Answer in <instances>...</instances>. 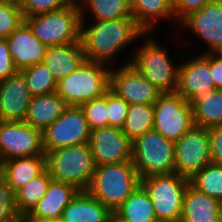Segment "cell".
<instances>
[{
  "mask_svg": "<svg viewBox=\"0 0 222 222\" xmlns=\"http://www.w3.org/2000/svg\"><path fill=\"white\" fill-rule=\"evenodd\" d=\"M89 5L95 21L133 18L130 0H84Z\"/></svg>",
  "mask_w": 222,
  "mask_h": 222,
  "instance_id": "cell-32",
  "label": "cell"
},
{
  "mask_svg": "<svg viewBox=\"0 0 222 222\" xmlns=\"http://www.w3.org/2000/svg\"><path fill=\"white\" fill-rule=\"evenodd\" d=\"M109 89L129 105L154 104L161 92L130 64L110 70Z\"/></svg>",
  "mask_w": 222,
  "mask_h": 222,
  "instance_id": "cell-14",
  "label": "cell"
},
{
  "mask_svg": "<svg viewBox=\"0 0 222 222\" xmlns=\"http://www.w3.org/2000/svg\"><path fill=\"white\" fill-rule=\"evenodd\" d=\"M83 12L81 8L80 43L86 60L105 64L131 41L146 34L133 18L95 21L86 29Z\"/></svg>",
  "mask_w": 222,
  "mask_h": 222,
  "instance_id": "cell-1",
  "label": "cell"
},
{
  "mask_svg": "<svg viewBox=\"0 0 222 222\" xmlns=\"http://www.w3.org/2000/svg\"><path fill=\"white\" fill-rule=\"evenodd\" d=\"M75 0H25L21 5L24 18L59 10Z\"/></svg>",
  "mask_w": 222,
  "mask_h": 222,
  "instance_id": "cell-37",
  "label": "cell"
},
{
  "mask_svg": "<svg viewBox=\"0 0 222 222\" xmlns=\"http://www.w3.org/2000/svg\"><path fill=\"white\" fill-rule=\"evenodd\" d=\"M44 222H61V220L60 219H57V220H46Z\"/></svg>",
  "mask_w": 222,
  "mask_h": 222,
  "instance_id": "cell-44",
  "label": "cell"
},
{
  "mask_svg": "<svg viewBox=\"0 0 222 222\" xmlns=\"http://www.w3.org/2000/svg\"><path fill=\"white\" fill-rule=\"evenodd\" d=\"M0 222H22L13 188L0 175Z\"/></svg>",
  "mask_w": 222,
  "mask_h": 222,
  "instance_id": "cell-35",
  "label": "cell"
},
{
  "mask_svg": "<svg viewBox=\"0 0 222 222\" xmlns=\"http://www.w3.org/2000/svg\"><path fill=\"white\" fill-rule=\"evenodd\" d=\"M220 215H221V222H222V201H221V207H220Z\"/></svg>",
  "mask_w": 222,
  "mask_h": 222,
  "instance_id": "cell-46",
  "label": "cell"
},
{
  "mask_svg": "<svg viewBox=\"0 0 222 222\" xmlns=\"http://www.w3.org/2000/svg\"><path fill=\"white\" fill-rule=\"evenodd\" d=\"M20 72L32 97L56 92L57 80L44 63L26 67Z\"/></svg>",
  "mask_w": 222,
  "mask_h": 222,
  "instance_id": "cell-30",
  "label": "cell"
},
{
  "mask_svg": "<svg viewBox=\"0 0 222 222\" xmlns=\"http://www.w3.org/2000/svg\"><path fill=\"white\" fill-rule=\"evenodd\" d=\"M0 1L13 2L21 6L25 0H0Z\"/></svg>",
  "mask_w": 222,
  "mask_h": 222,
  "instance_id": "cell-43",
  "label": "cell"
},
{
  "mask_svg": "<svg viewBox=\"0 0 222 222\" xmlns=\"http://www.w3.org/2000/svg\"><path fill=\"white\" fill-rule=\"evenodd\" d=\"M213 54L222 59V44L213 52Z\"/></svg>",
  "mask_w": 222,
  "mask_h": 222,
  "instance_id": "cell-42",
  "label": "cell"
},
{
  "mask_svg": "<svg viewBox=\"0 0 222 222\" xmlns=\"http://www.w3.org/2000/svg\"><path fill=\"white\" fill-rule=\"evenodd\" d=\"M86 60L80 42L48 46L43 63L57 82L73 73Z\"/></svg>",
  "mask_w": 222,
  "mask_h": 222,
  "instance_id": "cell-23",
  "label": "cell"
},
{
  "mask_svg": "<svg viewBox=\"0 0 222 222\" xmlns=\"http://www.w3.org/2000/svg\"><path fill=\"white\" fill-rule=\"evenodd\" d=\"M175 144V173L190 179L211 163L208 128L193 125Z\"/></svg>",
  "mask_w": 222,
  "mask_h": 222,
  "instance_id": "cell-11",
  "label": "cell"
},
{
  "mask_svg": "<svg viewBox=\"0 0 222 222\" xmlns=\"http://www.w3.org/2000/svg\"><path fill=\"white\" fill-rule=\"evenodd\" d=\"M130 64L161 93L176 92L178 68L157 41L147 39Z\"/></svg>",
  "mask_w": 222,
  "mask_h": 222,
  "instance_id": "cell-8",
  "label": "cell"
},
{
  "mask_svg": "<svg viewBox=\"0 0 222 222\" xmlns=\"http://www.w3.org/2000/svg\"><path fill=\"white\" fill-rule=\"evenodd\" d=\"M211 163L222 165V126L208 128Z\"/></svg>",
  "mask_w": 222,
  "mask_h": 222,
  "instance_id": "cell-38",
  "label": "cell"
},
{
  "mask_svg": "<svg viewBox=\"0 0 222 222\" xmlns=\"http://www.w3.org/2000/svg\"><path fill=\"white\" fill-rule=\"evenodd\" d=\"M46 169L45 154L16 158L0 163V175L15 193Z\"/></svg>",
  "mask_w": 222,
  "mask_h": 222,
  "instance_id": "cell-22",
  "label": "cell"
},
{
  "mask_svg": "<svg viewBox=\"0 0 222 222\" xmlns=\"http://www.w3.org/2000/svg\"><path fill=\"white\" fill-rule=\"evenodd\" d=\"M18 72L9 52L6 38L0 39V81Z\"/></svg>",
  "mask_w": 222,
  "mask_h": 222,
  "instance_id": "cell-40",
  "label": "cell"
},
{
  "mask_svg": "<svg viewBox=\"0 0 222 222\" xmlns=\"http://www.w3.org/2000/svg\"><path fill=\"white\" fill-rule=\"evenodd\" d=\"M24 21L20 5L0 1V39L11 35Z\"/></svg>",
  "mask_w": 222,
  "mask_h": 222,
  "instance_id": "cell-33",
  "label": "cell"
},
{
  "mask_svg": "<svg viewBox=\"0 0 222 222\" xmlns=\"http://www.w3.org/2000/svg\"><path fill=\"white\" fill-rule=\"evenodd\" d=\"M141 184L132 161L96 166L87 191L112 213Z\"/></svg>",
  "mask_w": 222,
  "mask_h": 222,
  "instance_id": "cell-2",
  "label": "cell"
},
{
  "mask_svg": "<svg viewBox=\"0 0 222 222\" xmlns=\"http://www.w3.org/2000/svg\"><path fill=\"white\" fill-rule=\"evenodd\" d=\"M154 106L153 104L133 105L130 104L124 125L121 128L128 139L133 142L138 137L153 130Z\"/></svg>",
  "mask_w": 222,
  "mask_h": 222,
  "instance_id": "cell-28",
  "label": "cell"
},
{
  "mask_svg": "<svg viewBox=\"0 0 222 222\" xmlns=\"http://www.w3.org/2000/svg\"><path fill=\"white\" fill-rule=\"evenodd\" d=\"M212 1L214 0H174V16L180 22L188 14L201 10Z\"/></svg>",
  "mask_w": 222,
  "mask_h": 222,
  "instance_id": "cell-39",
  "label": "cell"
},
{
  "mask_svg": "<svg viewBox=\"0 0 222 222\" xmlns=\"http://www.w3.org/2000/svg\"><path fill=\"white\" fill-rule=\"evenodd\" d=\"M189 179L177 173L151 175L141 178L148 192L157 220L179 222Z\"/></svg>",
  "mask_w": 222,
  "mask_h": 222,
  "instance_id": "cell-7",
  "label": "cell"
},
{
  "mask_svg": "<svg viewBox=\"0 0 222 222\" xmlns=\"http://www.w3.org/2000/svg\"><path fill=\"white\" fill-rule=\"evenodd\" d=\"M67 107L56 92L34 96L29 103L24 122L43 132Z\"/></svg>",
  "mask_w": 222,
  "mask_h": 222,
  "instance_id": "cell-24",
  "label": "cell"
},
{
  "mask_svg": "<svg viewBox=\"0 0 222 222\" xmlns=\"http://www.w3.org/2000/svg\"><path fill=\"white\" fill-rule=\"evenodd\" d=\"M222 9V0H216Z\"/></svg>",
  "mask_w": 222,
  "mask_h": 222,
  "instance_id": "cell-45",
  "label": "cell"
},
{
  "mask_svg": "<svg viewBox=\"0 0 222 222\" xmlns=\"http://www.w3.org/2000/svg\"><path fill=\"white\" fill-rule=\"evenodd\" d=\"M209 65L212 71L215 89H222V59L209 53Z\"/></svg>",
  "mask_w": 222,
  "mask_h": 222,
  "instance_id": "cell-41",
  "label": "cell"
},
{
  "mask_svg": "<svg viewBox=\"0 0 222 222\" xmlns=\"http://www.w3.org/2000/svg\"><path fill=\"white\" fill-rule=\"evenodd\" d=\"M88 144L96 166L132 161V142L119 128L105 126L91 130Z\"/></svg>",
  "mask_w": 222,
  "mask_h": 222,
  "instance_id": "cell-13",
  "label": "cell"
},
{
  "mask_svg": "<svg viewBox=\"0 0 222 222\" xmlns=\"http://www.w3.org/2000/svg\"><path fill=\"white\" fill-rule=\"evenodd\" d=\"M155 222H169V221H162V220H157Z\"/></svg>",
  "mask_w": 222,
  "mask_h": 222,
  "instance_id": "cell-47",
  "label": "cell"
},
{
  "mask_svg": "<svg viewBox=\"0 0 222 222\" xmlns=\"http://www.w3.org/2000/svg\"><path fill=\"white\" fill-rule=\"evenodd\" d=\"M134 21L146 32H151L155 19L174 16V0H130Z\"/></svg>",
  "mask_w": 222,
  "mask_h": 222,
  "instance_id": "cell-27",
  "label": "cell"
},
{
  "mask_svg": "<svg viewBox=\"0 0 222 222\" xmlns=\"http://www.w3.org/2000/svg\"><path fill=\"white\" fill-rule=\"evenodd\" d=\"M153 106V130L166 139L175 142L194 125L191 104L177 92L161 93Z\"/></svg>",
  "mask_w": 222,
  "mask_h": 222,
  "instance_id": "cell-9",
  "label": "cell"
},
{
  "mask_svg": "<svg viewBox=\"0 0 222 222\" xmlns=\"http://www.w3.org/2000/svg\"><path fill=\"white\" fill-rule=\"evenodd\" d=\"M79 190L73 185L51 180L43 198L22 219V222H44L61 218L64 208Z\"/></svg>",
  "mask_w": 222,
  "mask_h": 222,
  "instance_id": "cell-18",
  "label": "cell"
},
{
  "mask_svg": "<svg viewBox=\"0 0 222 222\" xmlns=\"http://www.w3.org/2000/svg\"><path fill=\"white\" fill-rule=\"evenodd\" d=\"M45 155L52 180L87 191L96 167L88 143L57 149Z\"/></svg>",
  "mask_w": 222,
  "mask_h": 222,
  "instance_id": "cell-3",
  "label": "cell"
},
{
  "mask_svg": "<svg viewBox=\"0 0 222 222\" xmlns=\"http://www.w3.org/2000/svg\"><path fill=\"white\" fill-rule=\"evenodd\" d=\"M194 125L204 128L222 126V89L196 93L189 101Z\"/></svg>",
  "mask_w": 222,
  "mask_h": 222,
  "instance_id": "cell-26",
  "label": "cell"
},
{
  "mask_svg": "<svg viewBox=\"0 0 222 222\" xmlns=\"http://www.w3.org/2000/svg\"><path fill=\"white\" fill-rule=\"evenodd\" d=\"M79 107L84 113L90 130L108 126L107 91L103 96L85 102Z\"/></svg>",
  "mask_w": 222,
  "mask_h": 222,
  "instance_id": "cell-34",
  "label": "cell"
},
{
  "mask_svg": "<svg viewBox=\"0 0 222 222\" xmlns=\"http://www.w3.org/2000/svg\"><path fill=\"white\" fill-rule=\"evenodd\" d=\"M90 131L81 108L68 106L61 116L42 132L44 153L89 143Z\"/></svg>",
  "mask_w": 222,
  "mask_h": 222,
  "instance_id": "cell-10",
  "label": "cell"
},
{
  "mask_svg": "<svg viewBox=\"0 0 222 222\" xmlns=\"http://www.w3.org/2000/svg\"><path fill=\"white\" fill-rule=\"evenodd\" d=\"M220 207L219 200L189 184L184 194L179 222H221Z\"/></svg>",
  "mask_w": 222,
  "mask_h": 222,
  "instance_id": "cell-21",
  "label": "cell"
},
{
  "mask_svg": "<svg viewBox=\"0 0 222 222\" xmlns=\"http://www.w3.org/2000/svg\"><path fill=\"white\" fill-rule=\"evenodd\" d=\"M113 213L88 191H79L64 208L61 222H111Z\"/></svg>",
  "mask_w": 222,
  "mask_h": 222,
  "instance_id": "cell-20",
  "label": "cell"
},
{
  "mask_svg": "<svg viewBox=\"0 0 222 222\" xmlns=\"http://www.w3.org/2000/svg\"><path fill=\"white\" fill-rule=\"evenodd\" d=\"M31 98L20 71L1 80L0 121H24Z\"/></svg>",
  "mask_w": 222,
  "mask_h": 222,
  "instance_id": "cell-15",
  "label": "cell"
},
{
  "mask_svg": "<svg viewBox=\"0 0 222 222\" xmlns=\"http://www.w3.org/2000/svg\"><path fill=\"white\" fill-rule=\"evenodd\" d=\"M45 154L42 132L24 121H0V163Z\"/></svg>",
  "mask_w": 222,
  "mask_h": 222,
  "instance_id": "cell-12",
  "label": "cell"
},
{
  "mask_svg": "<svg viewBox=\"0 0 222 222\" xmlns=\"http://www.w3.org/2000/svg\"><path fill=\"white\" fill-rule=\"evenodd\" d=\"M104 63L85 60L73 73L57 82L56 93L67 106H80L99 98L109 89L111 68Z\"/></svg>",
  "mask_w": 222,
  "mask_h": 222,
  "instance_id": "cell-5",
  "label": "cell"
},
{
  "mask_svg": "<svg viewBox=\"0 0 222 222\" xmlns=\"http://www.w3.org/2000/svg\"><path fill=\"white\" fill-rule=\"evenodd\" d=\"M214 89L212 71L209 65V53L179 66L176 92L187 101L196 93H209Z\"/></svg>",
  "mask_w": 222,
  "mask_h": 222,
  "instance_id": "cell-16",
  "label": "cell"
},
{
  "mask_svg": "<svg viewBox=\"0 0 222 222\" xmlns=\"http://www.w3.org/2000/svg\"><path fill=\"white\" fill-rule=\"evenodd\" d=\"M180 22L208 44V50H211L207 53H213L222 44V9L216 0L188 14Z\"/></svg>",
  "mask_w": 222,
  "mask_h": 222,
  "instance_id": "cell-17",
  "label": "cell"
},
{
  "mask_svg": "<svg viewBox=\"0 0 222 222\" xmlns=\"http://www.w3.org/2000/svg\"><path fill=\"white\" fill-rule=\"evenodd\" d=\"M81 7L74 1L62 9L26 17L25 22L47 47L80 42Z\"/></svg>",
  "mask_w": 222,
  "mask_h": 222,
  "instance_id": "cell-4",
  "label": "cell"
},
{
  "mask_svg": "<svg viewBox=\"0 0 222 222\" xmlns=\"http://www.w3.org/2000/svg\"><path fill=\"white\" fill-rule=\"evenodd\" d=\"M51 180L52 177L46 169L15 193L17 211L22 219L43 198Z\"/></svg>",
  "mask_w": 222,
  "mask_h": 222,
  "instance_id": "cell-29",
  "label": "cell"
},
{
  "mask_svg": "<svg viewBox=\"0 0 222 222\" xmlns=\"http://www.w3.org/2000/svg\"><path fill=\"white\" fill-rule=\"evenodd\" d=\"M112 221L155 222L157 216L150 196L140 184L131 195L113 212Z\"/></svg>",
  "mask_w": 222,
  "mask_h": 222,
  "instance_id": "cell-25",
  "label": "cell"
},
{
  "mask_svg": "<svg viewBox=\"0 0 222 222\" xmlns=\"http://www.w3.org/2000/svg\"><path fill=\"white\" fill-rule=\"evenodd\" d=\"M198 191L222 201V165L209 163L189 179Z\"/></svg>",
  "mask_w": 222,
  "mask_h": 222,
  "instance_id": "cell-31",
  "label": "cell"
},
{
  "mask_svg": "<svg viewBox=\"0 0 222 222\" xmlns=\"http://www.w3.org/2000/svg\"><path fill=\"white\" fill-rule=\"evenodd\" d=\"M132 163L140 178L175 172V144L151 130L132 142Z\"/></svg>",
  "mask_w": 222,
  "mask_h": 222,
  "instance_id": "cell-6",
  "label": "cell"
},
{
  "mask_svg": "<svg viewBox=\"0 0 222 222\" xmlns=\"http://www.w3.org/2000/svg\"><path fill=\"white\" fill-rule=\"evenodd\" d=\"M129 104L110 89L107 90L108 126L121 129L128 114Z\"/></svg>",
  "mask_w": 222,
  "mask_h": 222,
  "instance_id": "cell-36",
  "label": "cell"
},
{
  "mask_svg": "<svg viewBox=\"0 0 222 222\" xmlns=\"http://www.w3.org/2000/svg\"><path fill=\"white\" fill-rule=\"evenodd\" d=\"M6 42L14 66L18 71L43 63L47 46L33 34L25 21L11 35L6 37Z\"/></svg>",
  "mask_w": 222,
  "mask_h": 222,
  "instance_id": "cell-19",
  "label": "cell"
}]
</instances>
